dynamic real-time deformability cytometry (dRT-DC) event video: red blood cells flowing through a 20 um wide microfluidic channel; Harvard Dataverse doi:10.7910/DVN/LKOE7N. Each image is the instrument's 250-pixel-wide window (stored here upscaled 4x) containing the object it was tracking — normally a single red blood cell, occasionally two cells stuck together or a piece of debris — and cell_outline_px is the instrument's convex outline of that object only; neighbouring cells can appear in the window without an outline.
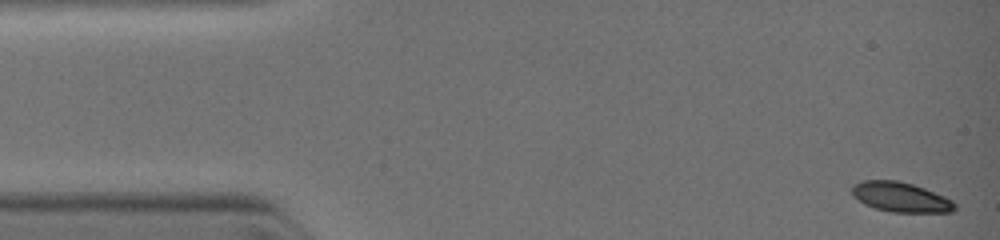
{"species": "common noctule bat (a hibernating species)", "species_latin": "Nyctalus noctula", "temperature_condition": "warm", "stored_images_in_passage": 31, "camera_frame_rate_fps": 3000, "um_per_image_px": 0.085, "animal": {"sex": "female", "body_mass_g": 19.0, "forearm_length_mm": 51.5}, "frame": {"image": 1, "passage_image": 1, "time_ms": 0.0, "image_size_px": [1000, 240], "cell_outline_px": [[956, 208], [952, 212], [892, 212], [876, 208], [864, 204], [852, 196], [852, 184], [864, 180], [896, 180], [912, 184], [924, 188], [944, 196], [952, 200], [956, 204]], "centroid_in_image_um": [76.54, 16.75], "position_along_channel_um": 8.5, "area_um2": 17.86}}
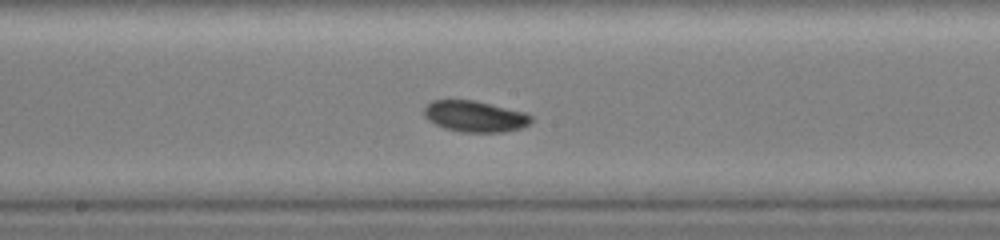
{"frame": {"image": 2, "passage_image": 17, "time_ms": 6.0, "image_size_px": [1000, 240], "cell_outline_px": [[532, 120], [528, 124], [520, 128], [504, 132], [460, 132], [444, 128], [428, 120], [424, 116], [424, 108], [432, 100], [472, 100], [524, 112], [532, 116]], "centroid_in_image_um": [40.34, 9.9], "position_along_channel_um": 207.9, "area_um2": 19.25}}
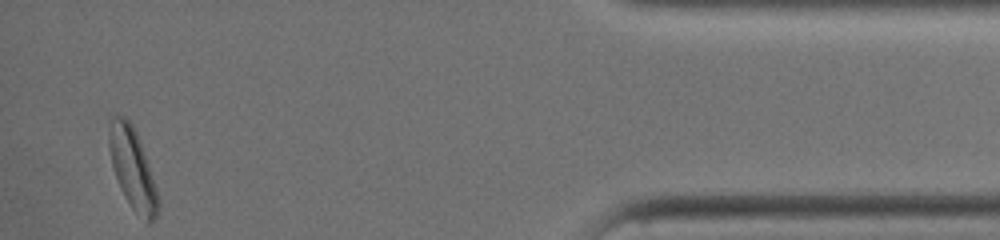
{"frame": {"image": 3, "passage_image": 31, "time_ms": 11.333, "image_size_px": [1000, 240], "cell_outline_px": [[160, 208], [152, 224], [148, 224], [132, 208], [124, 196], [120, 188], [112, 164], [108, 148], [108, 136], [112, 116], [124, 116], [132, 124], [136, 132], [144, 152], [160, 200]], "centroid_in_image_um": [11.28, 14.38], "position_along_channel_um": 423.9, "area_um2": 22.95}}